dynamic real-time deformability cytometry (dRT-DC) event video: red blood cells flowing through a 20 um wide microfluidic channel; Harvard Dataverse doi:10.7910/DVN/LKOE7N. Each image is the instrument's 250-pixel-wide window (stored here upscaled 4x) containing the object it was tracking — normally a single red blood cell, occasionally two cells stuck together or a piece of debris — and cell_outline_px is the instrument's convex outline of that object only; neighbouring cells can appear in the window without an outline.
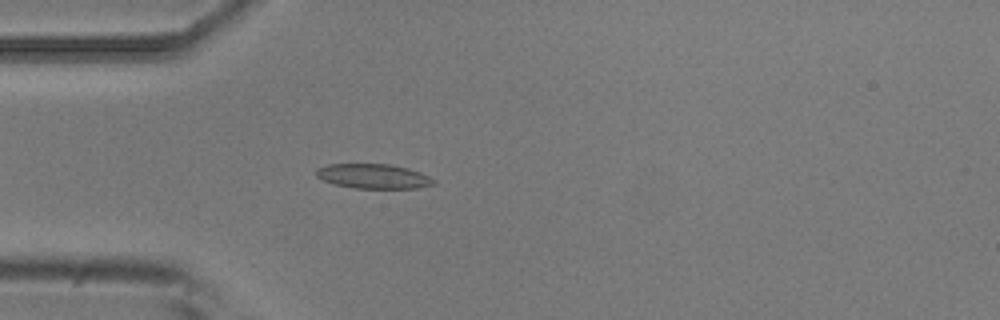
{"species": "common noctule bat (a hibernating species)", "species_latin": "Nyctalus noctula", "temperature_condition": "room temperature", "stored_images_in_passage": 2, "camera_frame_rate_fps": 3000, "um_per_image_px": 0.085, "animal": {"sex": "male", "body_mass_g": 20.5, "forearm_length_mm": 52.5}, "frame": {"image": 1, "passage_image": 2, "time_ms": 0.333, "image_size_px": [1000, 320], "cell_outline_px": [[436, 184], [416, 188], [356, 188], [336, 184], [324, 180], [316, 176], [316, 168], [328, 164], [392, 164], [408, 168], [420, 172], [436, 180]], "centroid_in_image_um": [31.76, 14.97], "position_along_channel_um": 53.2, "area_um2": 16.82}}